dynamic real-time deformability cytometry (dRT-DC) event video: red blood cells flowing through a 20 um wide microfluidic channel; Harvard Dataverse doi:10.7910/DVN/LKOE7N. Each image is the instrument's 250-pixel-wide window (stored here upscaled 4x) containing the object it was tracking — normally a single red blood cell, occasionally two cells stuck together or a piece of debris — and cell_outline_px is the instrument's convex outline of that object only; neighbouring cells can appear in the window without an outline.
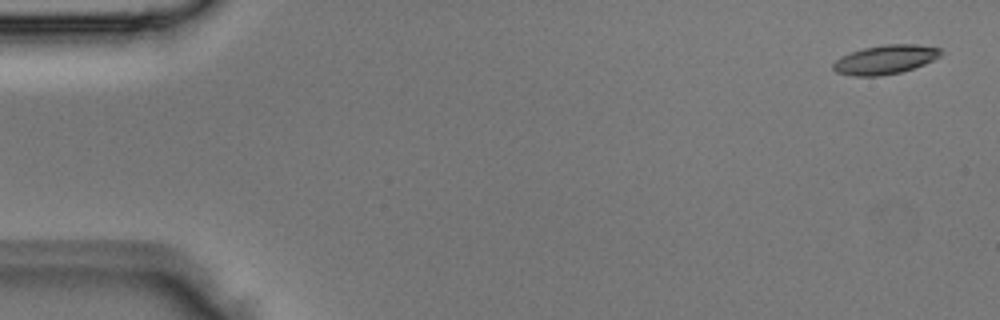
{"species": "Egyptian fruit bat (a non-hibernating species)", "species_latin": "Rousettus aegyptiacus", "temperature_condition": "room temperature", "stored_images_in_passage": 4, "camera_frame_rate_fps": 3000, "um_per_image_px": 0.085, "animal": {"sex": "male"}, "frame": {"image": 1, "passage_image": 1, "time_ms": 0.0, "image_size_px": [1000, 320], "cell_outline_px": [[940, 56], [924, 64], [900, 72], [876, 76], [856, 76], [836, 72], [832, 68], [832, 64], [840, 56], [864, 48], [888, 44], [916, 44], [940, 48]], "centroid_in_image_um": [75.21, 5.06], "position_along_channel_um": 9.8, "area_um2": 17.92}}
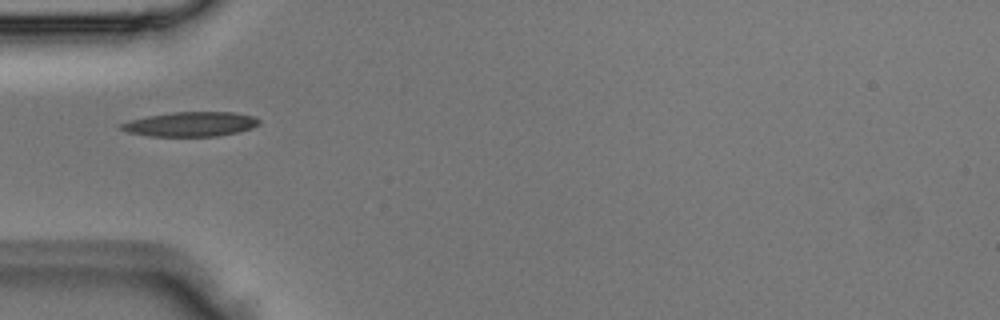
{"frame": {"image": 2, "passage_image": 4, "time_ms": 1.0, "image_size_px": [1000, 320], "cell_outline_px": [[260, 124], [252, 128], [236, 132], [216, 136], [152, 136], [128, 132], [120, 128], [120, 124], [132, 120], [148, 116], [172, 112], [232, 112], [252, 116], [260, 120]], "centroid_in_image_um": [16.23, 10.55], "position_along_channel_um": 68.8, "area_um2": 19.48}}